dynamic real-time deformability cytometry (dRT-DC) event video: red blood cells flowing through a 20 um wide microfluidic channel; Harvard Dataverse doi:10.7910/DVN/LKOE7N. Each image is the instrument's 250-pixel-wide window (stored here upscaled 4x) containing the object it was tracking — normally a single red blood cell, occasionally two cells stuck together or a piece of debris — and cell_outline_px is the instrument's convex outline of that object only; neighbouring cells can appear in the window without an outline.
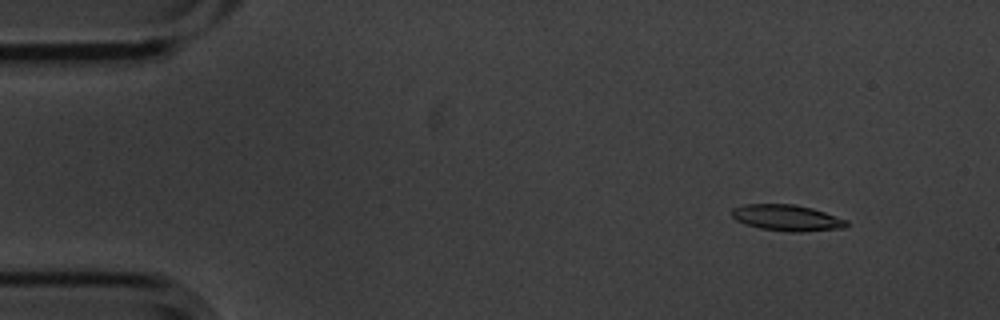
{"species": "common noctule bat (a hibernating species)", "species_latin": "Nyctalus noctula", "temperature_condition": "cold", "stored_images_in_passage": 4, "camera_frame_rate_fps": 3000, "um_per_image_px": 0.085, "animal": {"sex": "male", "body_mass_g": 20.1, "forearm_length_mm": 53.5}, "frame": {"image": 1, "passage_image": 1, "time_ms": 0.0, "image_size_px": [1000, 320], "cell_outline_px": [[848, 224], [844, 228], [800, 232], [792, 232], [760, 228], [744, 224], [736, 220], [732, 216], [732, 208], [744, 204], [796, 204], [812, 208], [848, 220]], "centroid_in_image_um": [66.88, 18.51], "position_along_channel_um": 18.1, "area_um2": 17.51}}
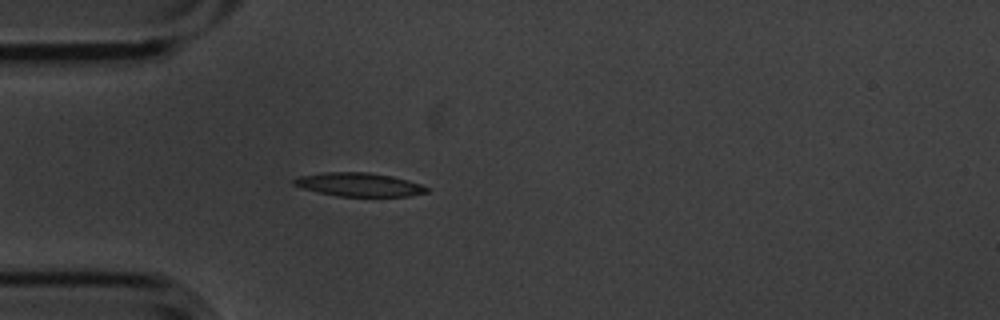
{"frame": {"image": 2, "passage_image": 4, "time_ms": 1.0, "image_size_px": [1000, 320], "cell_outline_px": [[428, 192], [408, 196], [340, 196], [320, 192], [304, 188], [292, 184], [292, 180], [300, 176], [324, 172], [368, 172], [392, 176], [408, 180], [420, 184], [428, 188]], "centroid_in_image_um": [30.53, 15.68], "position_along_channel_um": 54.5, "area_um2": 18.03}}